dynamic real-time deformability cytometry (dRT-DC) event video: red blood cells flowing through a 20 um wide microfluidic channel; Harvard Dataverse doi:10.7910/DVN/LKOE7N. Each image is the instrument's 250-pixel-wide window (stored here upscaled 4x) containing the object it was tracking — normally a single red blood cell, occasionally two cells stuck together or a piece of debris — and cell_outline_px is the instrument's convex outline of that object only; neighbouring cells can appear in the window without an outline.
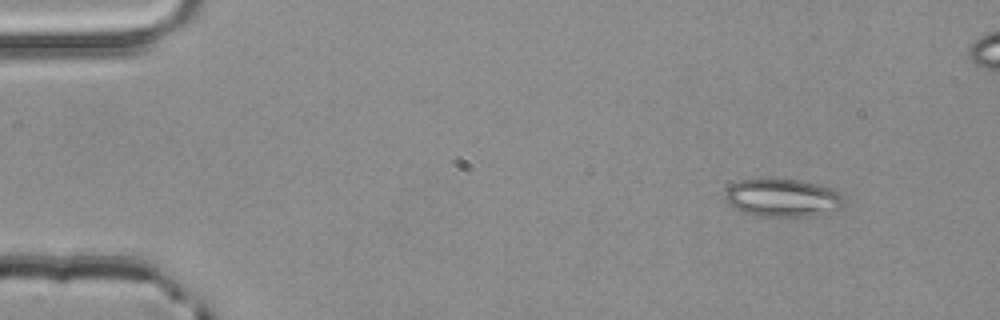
{"species": "common noctule bat (a hibernating species)", "species_latin": "Nyctalus noctula", "temperature_condition": "room temperature", "stored_images_in_passage": 4, "camera_frame_rate_fps": 3000, "um_per_image_px": 0.085, "animal": {"sex": "male", "body_mass_g": 20.4}, "frame": {"image": 1, "passage_image": 1, "time_ms": 0.0, "image_size_px": [1000, 320], "cell_outline_px": [[848, 204], [844, 208], [836, 212], [816, 216], [756, 216], [744, 212], [736, 208], [724, 200], [724, 192], [732, 184], [740, 180], [768, 176], [800, 180], [832, 188], [844, 192], [848, 200]], "centroid_in_image_um": [66.64, 16.79], "position_along_channel_um": 18.4, "area_um2": 27.8}}